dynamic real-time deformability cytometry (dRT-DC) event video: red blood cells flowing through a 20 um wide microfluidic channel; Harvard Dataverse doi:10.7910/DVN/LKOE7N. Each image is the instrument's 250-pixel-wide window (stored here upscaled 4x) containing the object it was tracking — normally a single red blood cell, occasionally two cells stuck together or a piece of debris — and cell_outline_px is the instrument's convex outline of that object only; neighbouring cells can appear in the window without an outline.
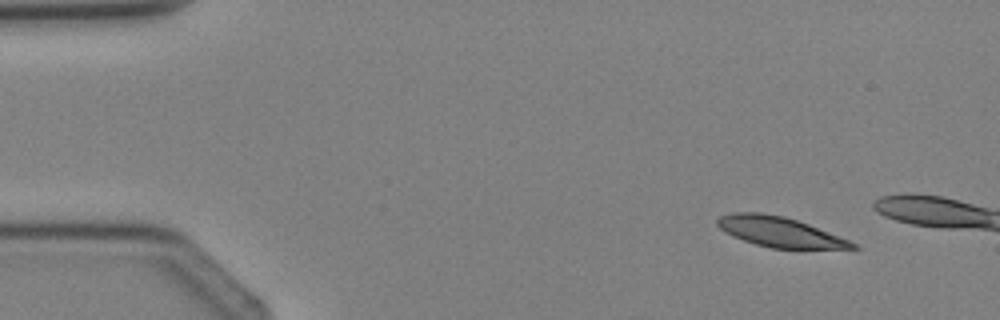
{"species": "Egyptian fruit bat (a non-hibernating species)", "species_latin": "Rousettus aegyptiacus", "temperature_condition": "cold", "stored_images_in_passage": 3, "camera_frame_rate_fps": 3000, "um_per_image_px": 0.085, "animal": {"sex": "female"}, "frame": {"image": 1, "passage_image": 1, "time_ms": 0.0, "image_size_px": [1000, 320], "cell_outline_px": [[860, 248], [772, 248], [756, 244], [732, 236], [724, 232], [716, 224], [716, 220], [720, 216], [732, 212], [760, 212], [784, 216], [808, 224], [848, 240], [856, 244]], "centroid_in_image_um": [66.19, 19.69], "position_along_channel_um": 18.8, "area_um2": 23.29}}